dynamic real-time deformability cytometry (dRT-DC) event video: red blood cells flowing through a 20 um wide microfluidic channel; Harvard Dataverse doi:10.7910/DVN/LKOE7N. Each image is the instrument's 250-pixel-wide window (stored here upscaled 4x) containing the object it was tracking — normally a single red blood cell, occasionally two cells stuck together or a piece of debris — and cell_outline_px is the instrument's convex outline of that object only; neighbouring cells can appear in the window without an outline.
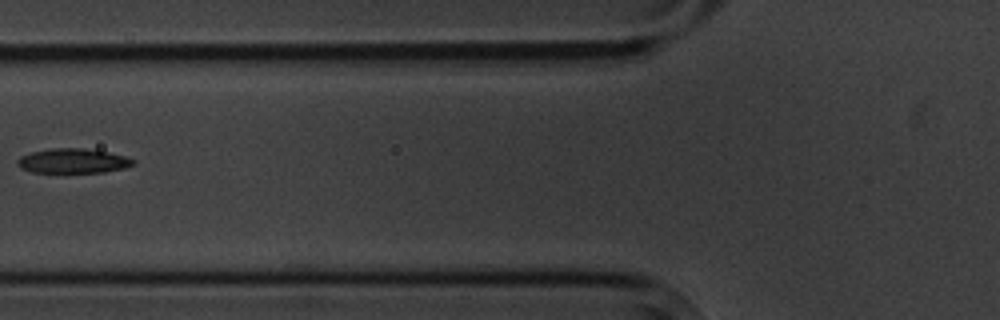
{"species": "common noctule bat (a hibernating species)", "species_latin": "Nyctalus noctula", "temperature_condition": "cold", "stored_images_in_passage": 4, "camera_frame_rate_fps": 3000, "um_per_image_px": 0.085, "animal": {"sex": "male", "body_mass_g": 20.1, "forearm_length_mm": 53.5}, "frame": {"image": 1, "passage_image": 3, "time_ms": 2.333, "image_size_px": [1000, 320], "cell_outline_px": [[136, 164], [124, 168], [104, 172], [32, 172], [20, 168], [16, 164], [16, 160], [20, 156], [32, 152], [48, 148], [84, 148], [108, 152], [124, 156], [136, 160]], "centroid_in_image_um": [6.19, 13.67], "position_along_channel_um": 119.6, "area_um2": 16.7}}
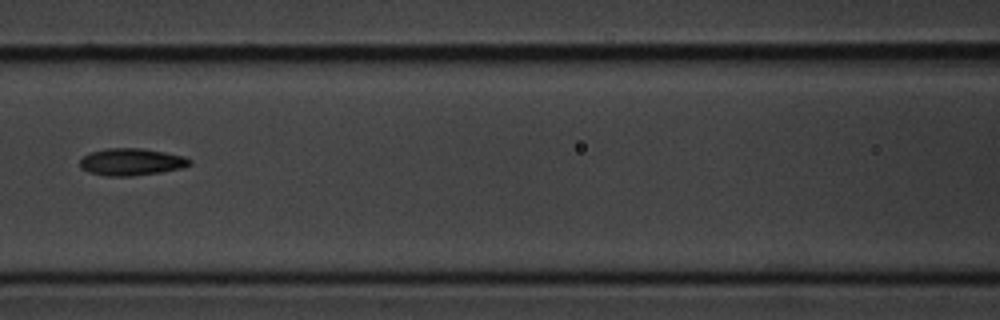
{"frame": {"image": 2, "passage_image": 4, "time_ms": 3.333, "image_size_px": [1000, 320], "cell_outline_px": [[192, 164], [180, 168], [160, 172], [132, 176], [104, 176], [88, 172], [80, 168], [80, 160], [88, 152], [108, 148], [144, 148], [184, 156], [192, 160]], "centroid_in_image_um": [11.14, 13.76], "position_along_channel_um": 155.5, "area_um2": 17.46}}